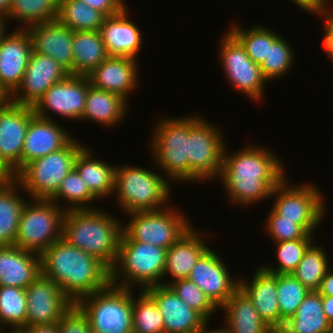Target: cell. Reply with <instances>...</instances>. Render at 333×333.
Returning a JSON list of instances; mask_svg holds the SVG:
<instances>
[{
  "label": "cell",
  "instance_id": "9",
  "mask_svg": "<svg viewBox=\"0 0 333 333\" xmlns=\"http://www.w3.org/2000/svg\"><path fill=\"white\" fill-rule=\"evenodd\" d=\"M172 207L127 214L131 219L122 224L120 241H137L168 249L193 226L184 212L177 206Z\"/></svg>",
  "mask_w": 333,
  "mask_h": 333
},
{
  "label": "cell",
  "instance_id": "27",
  "mask_svg": "<svg viewBox=\"0 0 333 333\" xmlns=\"http://www.w3.org/2000/svg\"><path fill=\"white\" fill-rule=\"evenodd\" d=\"M243 279H239V288L252 301L263 321L269 327L279 325L277 274L264 270L260 265L251 281Z\"/></svg>",
  "mask_w": 333,
  "mask_h": 333
},
{
  "label": "cell",
  "instance_id": "20",
  "mask_svg": "<svg viewBox=\"0 0 333 333\" xmlns=\"http://www.w3.org/2000/svg\"><path fill=\"white\" fill-rule=\"evenodd\" d=\"M32 51L52 57L69 74H73V31L57 19L30 25Z\"/></svg>",
  "mask_w": 333,
  "mask_h": 333
},
{
  "label": "cell",
  "instance_id": "24",
  "mask_svg": "<svg viewBox=\"0 0 333 333\" xmlns=\"http://www.w3.org/2000/svg\"><path fill=\"white\" fill-rule=\"evenodd\" d=\"M125 6L118 14L106 16L100 28L108 56L138 59L142 49L143 34L129 16Z\"/></svg>",
  "mask_w": 333,
  "mask_h": 333
},
{
  "label": "cell",
  "instance_id": "47",
  "mask_svg": "<svg viewBox=\"0 0 333 333\" xmlns=\"http://www.w3.org/2000/svg\"><path fill=\"white\" fill-rule=\"evenodd\" d=\"M319 17H322L320 20L324 21L322 23H324L323 27L325 29L322 47L327 57L330 58L329 60L333 63V6L322 12Z\"/></svg>",
  "mask_w": 333,
  "mask_h": 333
},
{
  "label": "cell",
  "instance_id": "10",
  "mask_svg": "<svg viewBox=\"0 0 333 333\" xmlns=\"http://www.w3.org/2000/svg\"><path fill=\"white\" fill-rule=\"evenodd\" d=\"M65 210L51 200H27L21 211L15 246L41 255L62 238Z\"/></svg>",
  "mask_w": 333,
  "mask_h": 333
},
{
  "label": "cell",
  "instance_id": "39",
  "mask_svg": "<svg viewBox=\"0 0 333 333\" xmlns=\"http://www.w3.org/2000/svg\"><path fill=\"white\" fill-rule=\"evenodd\" d=\"M139 291L136 295L133 289V333H165L163 316L155 301L144 290Z\"/></svg>",
  "mask_w": 333,
  "mask_h": 333
},
{
  "label": "cell",
  "instance_id": "14",
  "mask_svg": "<svg viewBox=\"0 0 333 333\" xmlns=\"http://www.w3.org/2000/svg\"><path fill=\"white\" fill-rule=\"evenodd\" d=\"M89 87L87 76L69 74L43 94L33 106L34 113L38 117L52 120L49 114L52 112L66 121H80Z\"/></svg>",
  "mask_w": 333,
  "mask_h": 333
},
{
  "label": "cell",
  "instance_id": "7",
  "mask_svg": "<svg viewBox=\"0 0 333 333\" xmlns=\"http://www.w3.org/2000/svg\"><path fill=\"white\" fill-rule=\"evenodd\" d=\"M75 305L88 318L92 333H133V290L109 284Z\"/></svg>",
  "mask_w": 333,
  "mask_h": 333
},
{
  "label": "cell",
  "instance_id": "19",
  "mask_svg": "<svg viewBox=\"0 0 333 333\" xmlns=\"http://www.w3.org/2000/svg\"><path fill=\"white\" fill-rule=\"evenodd\" d=\"M32 45L26 29L6 32L0 40V85L11 95L20 85Z\"/></svg>",
  "mask_w": 333,
  "mask_h": 333
},
{
  "label": "cell",
  "instance_id": "37",
  "mask_svg": "<svg viewBox=\"0 0 333 333\" xmlns=\"http://www.w3.org/2000/svg\"><path fill=\"white\" fill-rule=\"evenodd\" d=\"M49 200L68 211L97 208L93 206V203L98 199L89 191L83 178L73 168L62 180L57 192ZM61 201L67 204L63 205Z\"/></svg>",
  "mask_w": 333,
  "mask_h": 333
},
{
  "label": "cell",
  "instance_id": "38",
  "mask_svg": "<svg viewBox=\"0 0 333 333\" xmlns=\"http://www.w3.org/2000/svg\"><path fill=\"white\" fill-rule=\"evenodd\" d=\"M316 241L305 252L292 275L309 290H317L323 277L330 268L328 255Z\"/></svg>",
  "mask_w": 333,
  "mask_h": 333
},
{
  "label": "cell",
  "instance_id": "29",
  "mask_svg": "<svg viewBox=\"0 0 333 333\" xmlns=\"http://www.w3.org/2000/svg\"><path fill=\"white\" fill-rule=\"evenodd\" d=\"M128 104L121 96L90 85L80 122L89 120L103 127L113 128L114 125L118 126L127 115Z\"/></svg>",
  "mask_w": 333,
  "mask_h": 333
},
{
  "label": "cell",
  "instance_id": "58",
  "mask_svg": "<svg viewBox=\"0 0 333 333\" xmlns=\"http://www.w3.org/2000/svg\"><path fill=\"white\" fill-rule=\"evenodd\" d=\"M8 24L6 21V18L2 15H0V40L2 36L7 32Z\"/></svg>",
  "mask_w": 333,
  "mask_h": 333
},
{
  "label": "cell",
  "instance_id": "56",
  "mask_svg": "<svg viewBox=\"0 0 333 333\" xmlns=\"http://www.w3.org/2000/svg\"><path fill=\"white\" fill-rule=\"evenodd\" d=\"M12 0H0V15L6 17Z\"/></svg>",
  "mask_w": 333,
  "mask_h": 333
},
{
  "label": "cell",
  "instance_id": "59",
  "mask_svg": "<svg viewBox=\"0 0 333 333\" xmlns=\"http://www.w3.org/2000/svg\"><path fill=\"white\" fill-rule=\"evenodd\" d=\"M8 328L10 331L5 332L4 330L6 328L4 327L3 329L2 327H0V333H27L26 327H8Z\"/></svg>",
  "mask_w": 333,
  "mask_h": 333
},
{
  "label": "cell",
  "instance_id": "2",
  "mask_svg": "<svg viewBox=\"0 0 333 333\" xmlns=\"http://www.w3.org/2000/svg\"><path fill=\"white\" fill-rule=\"evenodd\" d=\"M41 274L75 304L110 284V269L98 258L58 239L41 255Z\"/></svg>",
  "mask_w": 333,
  "mask_h": 333
},
{
  "label": "cell",
  "instance_id": "18",
  "mask_svg": "<svg viewBox=\"0 0 333 333\" xmlns=\"http://www.w3.org/2000/svg\"><path fill=\"white\" fill-rule=\"evenodd\" d=\"M69 73L52 57L32 51L18 88L10 95L11 102L34 106L43 94Z\"/></svg>",
  "mask_w": 333,
  "mask_h": 333
},
{
  "label": "cell",
  "instance_id": "22",
  "mask_svg": "<svg viewBox=\"0 0 333 333\" xmlns=\"http://www.w3.org/2000/svg\"><path fill=\"white\" fill-rule=\"evenodd\" d=\"M73 136L55 122L34 115L28 125L21 154V170L31 161L65 147Z\"/></svg>",
  "mask_w": 333,
  "mask_h": 333
},
{
  "label": "cell",
  "instance_id": "41",
  "mask_svg": "<svg viewBox=\"0 0 333 333\" xmlns=\"http://www.w3.org/2000/svg\"><path fill=\"white\" fill-rule=\"evenodd\" d=\"M309 292L292 274H277L279 325H284L296 313Z\"/></svg>",
  "mask_w": 333,
  "mask_h": 333
},
{
  "label": "cell",
  "instance_id": "25",
  "mask_svg": "<svg viewBox=\"0 0 333 333\" xmlns=\"http://www.w3.org/2000/svg\"><path fill=\"white\" fill-rule=\"evenodd\" d=\"M203 234L193 226L166 252V266L163 279H170L167 282L162 281V285L168 286L171 282L179 279H187L192 268L199 258L210 248L205 243ZM168 275V276H167ZM172 277V278H171Z\"/></svg>",
  "mask_w": 333,
  "mask_h": 333
},
{
  "label": "cell",
  "instance_id": "49",
  "mask_svg": "<svg viewBox=\"0 0 333 333\" xmlns=\"http://www.w3.org/2000/svg\"><path fill=\"white\" fill-rule=\"evenodd\" d=\"M295 3L302 10L307 11L313 15H320L325 10H328L332 7L331 3L329 4L327 0H290ZM331 5V6H330Z\"/></svg>",
  "mask_w": 333,
  "mask_h": 333
},
{
  "label": "cell",
  "instance_id": "35",
  "mask_svg": "<svg viewBox=\"0 0 333 333\" xmlns=\"http://www.w3.org/2000/svg\"><path fill=\"white\" fill-rule=\"evenodd\" d=\"M228 31L241 43L249 58L258 65L267 58L269 45L280 36L273 29L265 25L256 24L251 27L242 28L240 25L233 23Z\"/></svg>",
  "mask_w": 333,
  "mask_h": 333
},
{
  "label": "cell",
  "instance_id": "15",
  "mask_svg": "<svg viewBox=\"0 0 333 333\" xmlns=\"http://www.w3.org/2000/svg\"><path fill=\"white\" fill-rule=\"evenodd\" d=\"M27 327L58 323L74 303L51 279L39 275L26 289Z\"/></svg>",
  "mask_w": 333,
  "mask_h": 333
},
{
  "label": "cell",
  "instance_id": "21",
  "mask_svg": "<svg viewBox=\"0 0 333 333\" xmlns=\"http://www.w3.org/2000/svg\"><path fill=\"white\" fill-rule=\"evenodd\" d=\"M137 63V59L129 57L108 56L87 77L91 86L119 95L129 102V94H133L139 84Z\"/></svg>",
  "mask_w": 333,
  "mask_h": 333
},
{
  "label": "cell",
  "instance_id": "13",
  "mask_svg": "<svg viewBox=\"0 0 333 333\" xmlns=\"http://www.w3.org/2000/svg\"><path fill=\"white\" fill-rule=\"evenodd\" d=\"M221 37L218 57L227 80L245 97L253 102H262L267 80L260 65L249 58L244 47L229 31Z\"/></svg>",
  "mask_w": 333,
  "mask_h": 333
},
{
  "label": "cell",
  "instance_id": "44",
  "mask_svg": "<svg viewBox=\"0 0 333 333\" xmlns=\"http://www.w3.org/2000/svg\"><path fill=\"white\" fill-rule=\"evenodd\" d=\"M171 290L192 309L199 312L206 320L210 321L219 308L206 296V294L188 279H179L168 285Z\"/></svg>",
  "mask_w": 333,
  "mask_h": 333
},
{
  "label": "cell",
  "instance_id": "28",
  "mask_svg": "<svg viewBox=\"0 0 333 333\" xmlns=\"http://www.w3.org/2000/svg\"><path fill=\"white\" fill-rule=\"evenodd\" d=\"M93 153L84 145L76 154L74 169L98 200L106 199L113 196L116 166L97 159Z\"/></svg>",
  "mask_w": 333,
  "mask_h": 333
},
{
  "label": "cell",
  "instance_id": "42",
  "mask_svg": "<svg viewBox=\"0 0 333 333\" xmlns=\"http://www.w3.org/2000/svg\"><path fill=\"white\" fill-rule=\"evenodd\" d=\"M283 37L281 34L272 45H269L268 56L260 65L262 74L268 83L289 74V70H292L295 63V51Z\"/></svg>",
  "mask_w": 333,
  "mask_h": 333
},
{
  "label": "cell",
  "instance_id": "26",
  "mask_svg": "<svg viewBox=\"0 0 333 333\" xmlns=\"http://www.w3.org/2000/svg\"><path fill=\"white\" fill-rule=\"evenodd\" d=\"M41 275L40 255L15 245L0 246V286L26 289Z\"/></svg>",
  "mask_w": 333,
  "mask_h": 333
},
{
  "label": "cell",
  "instance_id": "4",
  "mask_svg": "<svg viewBox=\"0 0 333 333\" xmlns=\"http://www.w3.org/2000/svg\"><path fill=\"white\" fill-rule=\"evenodd\" d=\"M170 183L160 171L124 163L115 167L113 197L125 214L160 210L171 202Z\"/></svg>",
  "mask_w": 333,
  "mask_h": 333
},
{
  "label": "cell",
  "instance_id": "32",
  "mask_svg": "<svg viewBox=\"0 0 333 333\" xmlns=\"http://www.w3.org/2000/svg\"><path fill=\"white\" fill-rule=\"evenodd\" d=\"M73 75L87 76L107 57L100 31L73 32Z\"/></svg>",
  "mask_w": 333,
  "mask_h": 333
},
{
  "label": "cell",
  "instance_id": "5",
  "mask_svg": "<svg viewBox=\"0 0 333 333\" xmlns=\"http://www.w3.org/2000/svg\"><path fill=\"white\" fill-rule=\"evenodd\" d=\"M167 249L137 241H120L118 255L110 269V283L122 288L144 290L162 285Z\"/></svg>",
  "mask_w": 333,
  "mask_h": 333
},
{
  "label": "cell",
  "instance_id": "31",
  "mask_svg": "<svg viewBox=\"0 0 333 333\" xmlns=\"http://www.w3.org/2000/svg\"><path fill=\"white\" fill-rule=\"evenodd\" d=\"M22 190L16 178L0 184V246L15 245L21 211L28 199L21 196Z\"/></svg>",
  "mask_w": 333,
  "mask_h": 333
},
{
  "label": "cell",
  "instance_id": "55",
  "mask_svg": "<svg viewBox=\"0 0 333 333\" xmlns=\"http://www.w3.org/2000/svg\"><path fill=\"white\" fill-rule=\"evenodd\" d=\"M268 333H293L286 325L271 326Z\"/></svg>",
  "mask_w": 333,
  "mask_h": 333
},
{
  "label": "cell",
  "instance_id": "53",
  "mask_svg": "<svg viewBox=\"0 0 333 333\" xmlns=\"http://www.w3.org/2000/svg\"><path fill=\"white\" fill-rule=\"evenodd\" d=\"M15 178L13 171L0 158V184L6 183Z\"/></svg>",
  "mask_w": 333,
  "mask_h": 333
},
{
  "label": "cell",
  "instance_id": "1",
  "mask_svg": "<svg viewBox=\"0 0 333 333\" xmlns=\"http://www.w3.org/2000/svg\"><path fill=\"white\" fill-rule=\"evenodd\" d=\"M227 147L218 180L228 201L243 208L269 200L272 190L287 176L281 158L267 146L244 144L233 153Z\"/></svg>",
  "mask_w": 333,
  "mask_h": 333
},
{
  "label": "cell",
  "instance_id": "16",
  "mask_svg": "<svg viewBox=\"0 0 333 333\" xmlns=\"http://www.w3.org/2000/svg\"><path fill=\"white\" fill-rule=\"evenodd\" d=\"M210 247L192 268L188 280L194 282L206 296L220 308L239 288L228 264Z\"/></svg>",
  "mask_w": 333,
  "mask_h": 333
},
{
  "label": "cell",
  "instance_id": "54",
  "mask_svg": "<svg viewBox=\"0 0 333 333\" xmlns=\"http://www.w3.org/2000/svg\"><path fill=\"white\" fill-rule=\"evenodd\" d=\"M210 322H211V320L210 321L207 320L201 326V328L199 329V333H230L228 327L225 324H224V327L221 328V329L220 328H216V329L210 330L209 324H208Z\"/></svg>",
  "mask_w": 333,
  "mask_h": 333
},
{
  "label": "cell",
  "instance_id": "33",
  "mask_svg": "<svg viewBox=\"0 0 333 333\" xmlns=\"http://www.w3.org/2000/svg\"><path fill=\"white\" fill-rule=\"evenodd\" d=\"M284 325L293 333H333V326L323 310L322 296L316 290H310Z\"/></svg>",
  "mask_w": 333,
  "mask_h": 333
},
{
  "label": "cell",
  "instance_id": "6",
  "mask_svg": "<svg viewBox=\"0 0 333 333\" xmlns=\"http://www.w3.org/2000/svg\"><path fill=\"white\" fill-rule=\"evenodd\" d=\"M150 143L152 162L170 182L189 183L188 117H166L156 121Z\"/></svg>",
  "mask_w": 333,
  "mask_h": 333
},
{
  "label": "cell",
  "instance_id": "52",
  "mask_svg": "<svg viewBox=\"0 0 333 333\" xmlns=\"http://www.w3.org/2000/svg\"><path fill=\"white\" fill-rule=\"evenodd\" d=\"M322 306L330 324L333 326V297L322 296Z\"/></svg>",
  "mask_w": 333,
  "mask_h": 333
},
{
  "label": "cell",
  "instance_id": "34",
  "mask_svg": "<svg viewBox=\"0 0 333 333\" xmlns=\"http://www.w3.org/2000/svg\"><path fill=\"white\" fill-rule=\"evenodd\" d=\"M59 0H12L6 21L18 22L16 28L25 29L30 25L57 19Z\"/></svg>",
  "mask_w": 333,
  "mask_h": 333
},
{
  "label": "cell",
  "instance_id": "30",
  "mask_svg": "<svg viewBox=\"0 0 333 333\" xmlns=\"http://www.w3.org/2000/svg\"><path fill=\"white\" fill-rule=\"evenodd\" d=\"M219 309L225 313L223 319L230 333H268L270 327L240 288Z\"/></svg>",
  "mask_w": 333,
  "mask_h": 333
},
{
  "label": "cell",
  "instance_id": "48",
  "mask_svg": "<svg viewBox=\"0 0 333 333\" xmlns=\"http://www.w3.org/2000/svg\"><path fill=\"white\" fill-rule=\"evenodd\" d=\"M89 7L102 12L105 16H113L118 14L126 5L120 0H81Z\"/></svg>",
  "mask_w": 333,
  "mask_h": 333
},
{
  "label": "cell",
  "instance_id": "17",
  "mask_svg": "<svg viewBox=\"0 0 333 333\" xmlns=\"http://www.w3.org/2000/svg\"><path fill=\"white\" fill-rule=\"evenodd\" d=\"M35 115L32 106L13 102L0 107V158L15 176L21 171V154L26 131Z\"/></svg>",
  "mask_w": 333,
  "mask_h": 333
},
{
  "label": "cell",
  "instance_id": "8",
  "mask_svg": "<svg viewBox=\"0 0 333 333\" xmlns=\"http://www.w3.org/2000/svg\"><path fill=\"white\" fill-rule=\"evenodd\" d=\"M199 115H188V160L191 184L209 182L212 179L214 181L219 177L223 151L228 144L224 140L223 129Z\"/></svg>",
  "mask_w": 333,
  "mask_h": 333
},
{
  "label": "cell",
  "instance_id": "43",
  "mask_svg": "<svg viewBox=\"0 0 333 333\" xmlns=\"http://www.w3.org/2000/svg\"><path fill=\"white\" fill-rule=\"evenodd\" d=\"M314 241L315 239H297L274 242L278 261L276 267L265 263L261 267L273 274H292Z\"/></svg>",
  "mask_w": 333,
  "mask_h": 333
},
{
  "label": "cell",
  "instance_id": "57",
  "mask_svg": "<svg viewBox=\"0 0 333 333\" xmlns=\"http://www.w3.org/2000/svg\"><path fill=\"white\" fill-rule=\"evenodd\" d=\"M10 95L5 91V89L0 85V107L8 104L10 102Z\"/></svg>",
  "mask_w": 333,
  "mask_h": 333
},
{
  "label": "cell",
  "instance_id": "45",
  "mask_svg": "<svg viewBox=\"0 0 333 333\" xmlns=\"http://www.w3.org/2000/svg\"><path fill=\"white\" fill-rule=\"evenodd\" d=\"M269 213L265 219L264 230L267 231L268 237L272 238L273 243L297 239H315V235L308 234L299 224L294 223V220L283 219L272 208Z\"/></svg>",
  "mask_w": 333,
  "mask_h": 333
},
{
  "label": "cell",
  "instance_id": "50",
  "mask_svg": "<svg viewBox=\"0 0 333 333\" xmlns=\"http://www.w3.org/2000/svg\"><path fill=\"white\" fill-rule=\"evenodd\" d=\"M321 296L333 297V269L330 267L316 290Z\"/></svg>",
  "mask_w": 333,
  "mask_h": 333
},
{
  "label": "cell",
  "instance_id": "23",
  "mask_svg": "<svg viewBox=\"0 0 333 333\" xmlns=\"http://www.w3.org/2000/svg\"><path fill=\"white\" fill-rule=\"evenodd\" d=\"M144 291L155 301L160 310L165 333L199 331L207 321L199 312L187 306L169 286L153 285Z\"/></svg>",
  "mask_w": 333,
  "mask_h": 333
},
{
  "label": "cell",
  "instance_id": "36",
  "mask_svg": "<svg viewBox=\"0 0 333 333\" xmlns=\"http://www.w3.org/2000/svg\"><path fill=\"white\" fill-rule=\"evenodd\" d=\"M106 16L81 0H59L57 20L75 31H100Z\"/></svg>",
  "mask_w": 333,
  "mask_h": 333
},
{
  "label": "cell",
  "instance_id": "11",
  "mask_svg": "<svg viewBox=\"0 0 333 333\" xmlns=\"http://www.w3.org/2000/svg\"><path fill=\"white\" fill-rule=\"evenodd\" d=\"M85 144L73 138L62 149L29 162L15 178L25 197L49 200L74 168L76 154Z\"/></svg>",
  "mask_w": 333,
  "mask_h": 333
},
{
  "label": "cell",
  "instance_id": "40",
  "mask_svg": "<svg viewBox=\"0 0 333 333\" xmlns=\"http://www.w3.org/2000/svg\"><path fill=\"white\" fill-rule=\"evenodd\" d=\"M0 327H27L25 289L0 286Z\"/></svg>",
  "mask_w": 333,
  "mask_h": 333
},
{
  "label": "cell",
  "instance_id": "12",
  "mask_svg": "<svg viewBox=\"0 0 333 333\" xmlns=\"http://www.w3.org/2000/svg\"><path fill=\"white\" fill-rule=\"evenodd\" d=\"M287 176L272 190V209L283 219L294 220L308 234L315 235L324 222L326 199L313 183L290 185Z\"/></svg>",
  "mask_w": 333,
  "mask_h": 333
},
{
  "label": "cell",
  "instance_id": "46",
  "mask_svg": "<svg viewBox=\"0 0 333 333\" xmlns=\"http://www.w3.org/2000/svg\"><path fill=\"white\" fill-rule=\"evenodd\" d=\"M57 324L59 333H92L88 318L75 304Z\"/></svg>",
  "mask_w": 333,
  "mask_h": 333
},
{
  "label": "cell",
  "instance_id": "60",
  "mask_svg": "<svg viewBox=\"0 0 333 333\" xmlns=\"http://www.w3.org/2000/svg\"><path fill=\"white\" fill-rule=\"evenodd\" d=\"M188 333H199V331H193V332H188Z\"/></svg>",
  "mask_w": 333,
  "mask_h": 333
},
{
  "label": "cell",
  "instance_id": "61",
  "mask_svg": "<svg viewBox=\"0 0 333 333\" xmlns=\"http://www.w3.org/2000/svg\"><path fill=\"white\" fill-rule=\"evenodd\" d=\"M124 5L126 4V2L124 0H120Z\"/></svg>",
  "mask_w": 333,
  "mask_h": 333
},
{
  "label": "cell",
  "instance_id": "3",
  "mask_svg": "<svg viewBox=\"0 0 333 333\" xmlns=\"http://www.w3.org/2000/svg\"><path fill=\"white\" fill-rule=\"evenodd\" d=\"M122 224L102 208L68 210L64 214L62 238L111 269L118 255Z\"/></svg>",
  "mask_w": 333,
  "mask_h": 333
},
{
  "label": "cell",
  "instance_id": "51",
  "mask_svg": "<svg viewBox=\"0 0 333 333\" xmlns=\"http://www.w3.org/2000/svg\"><path fill=\"white\" fill-rule=\"evenodd\" d=\"M27 333H59L57 323L50 325H34L26 327Z\"/></svg>",
  "mask_w": 333,
  "mask_h": 333
}]
</instances>
